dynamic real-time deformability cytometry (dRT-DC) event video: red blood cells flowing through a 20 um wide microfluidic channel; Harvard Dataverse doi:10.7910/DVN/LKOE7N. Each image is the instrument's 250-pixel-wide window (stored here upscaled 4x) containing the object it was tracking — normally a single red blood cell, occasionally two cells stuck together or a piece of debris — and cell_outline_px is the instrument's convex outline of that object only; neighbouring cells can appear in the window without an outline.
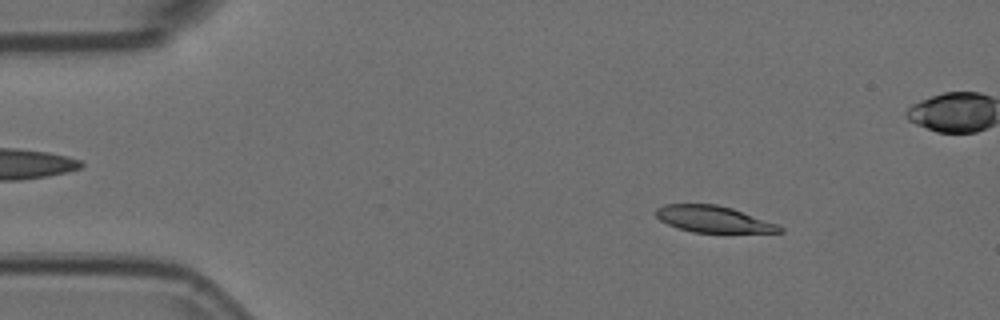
{"species": "Egyptian fruit bat (a non-hibernating species)", "species_latin": "Rousettus aegyptiacus", "temperature_condition": "room temperature", "stored_images_in_passage": 54, "camera_frame_rate_fps": 3000, "um_per_image_px": 0.085, "animal": {"sex": "female"}, "frame": {"image": 1, "passage_image": 7, "time_ms": 2.0, "image_size_px": [1000, 320], "cell_outline_px": [[784, 232], [692, 232], [676, 228], [660, 220], [656, 216], [656, 208], [664, 204], [716, 204], [732, 208], [776, 224], [784, 228]], "centroid_in_image_um": [60.59, 18.62], "position_along_channel_um": 24.4, "area_um2": 18.9}}
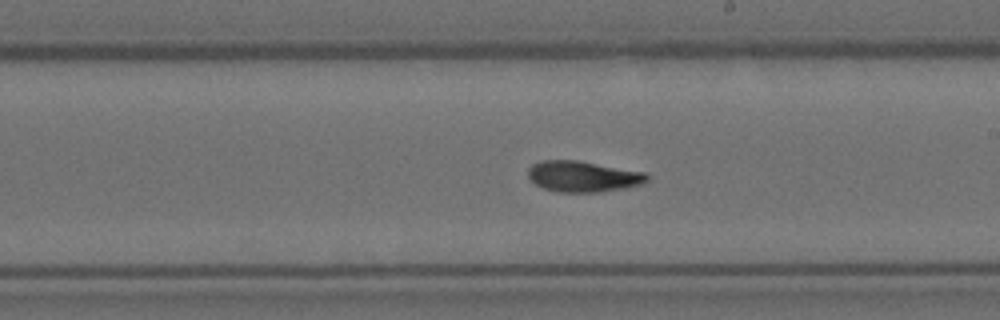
{"frame": {"image": 2, "passage_image": 30, "time_ms": 9.667, "image_size_px": [1000, 320], "cell_outline_px": [[648, 180], [640, 184], [624, 188], [600, 192], [556, 192], [544, 188], [536, 184], [528, 176], [528, 168], [532, 164], [544, 160], [576, 160], [648, 172]], "centroid_in_image_um": [49.57, 14.99], "position_along_channel_um": 239.4, "area_um2": 21.44}}
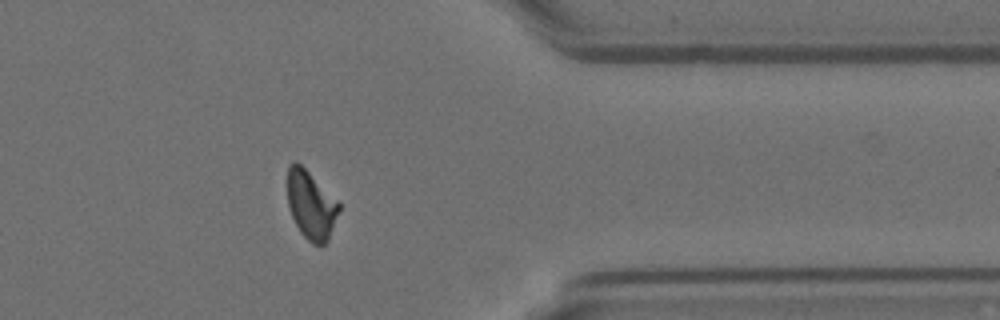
{"frame": {"image": 3, "passage_image": 43, "time_ms": 14.0, "image_size_px": [1000, 320], "cell_outline_px": [[340, 208], [328, 240], [324, 244], [312, 244], [300, 232], [292, 216], [288, 204], [288, 164], [296, 160], [340, 204]], "centroid_in_image_um": [26.42, 17.43], "position_along_channel_um": 385.0, "area_um2": 20.0}, "authors_computed_cell_mechanics": {"area_um2": 20.9236, "velocity_mm_per_s": 3.7123, "shape_relaxation_time_tau1_ms": null, "shape_relaxation_time_tau2_ms": 3.3426, "deformation_change_tau1": null, "deformation_change_tau2": 0.0902}}